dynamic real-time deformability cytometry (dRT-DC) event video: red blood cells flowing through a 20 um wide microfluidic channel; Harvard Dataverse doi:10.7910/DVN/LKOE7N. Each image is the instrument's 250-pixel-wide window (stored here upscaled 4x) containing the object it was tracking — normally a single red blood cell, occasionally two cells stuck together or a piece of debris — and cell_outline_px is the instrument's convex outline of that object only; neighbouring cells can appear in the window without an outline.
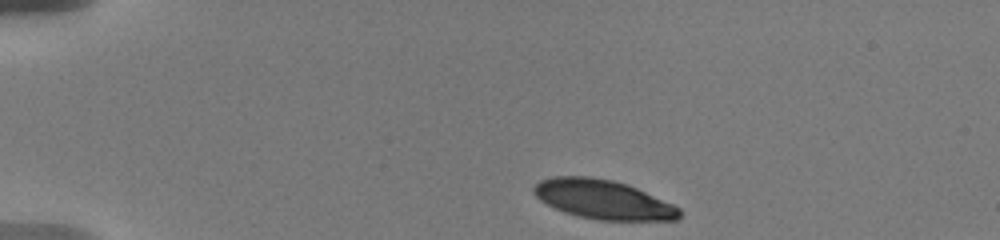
{"species": "human", "species_latin": "Homo sapiens", "temperature_condition": "warm", "stored_images_in_passage": 22, "camera_frame_rate_fps": 3000, "um_per_image_px": 0.085, "donor": {"sex": "male"}, "frame": {"image": 1, "passage_image": 1, "time_ms": 0.0, "image_size_px": [1000, 240], "cell_outline_px": [[680, 216], [676, 220], [600, 220], [580, 216], [564, 212], [540, 200], [532, 192], [532, 188], [540, 180], [552, 176], [592, 176], [612, 180], [628, 184], [672, 204], [680, 208]], "centroid_in_image_um": [51.24, 16.94], "position_along_channel_um": 33.8, "area_um2": 33.12}}
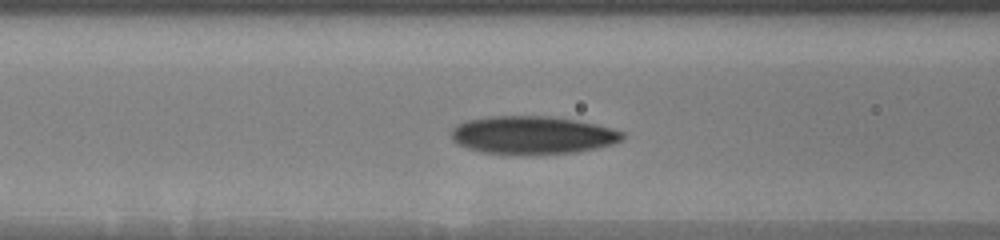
{"frame": {"image": 2, "passage_image": 13, "time_ms": 4.333, "image_size_px": [1000, 240], "cell_outline_px": [[624, 136], [620, 140], [612, 144], [576, 152], [532, 156], [484, 152], [468, 148], [452, 140], [452, 128], [456, 124], [464, 120], [488, 116], [552, 116], [576, 120], [596, 124], [624, 132]], "centroid_in_image_um": [45.24, 11.49], "position_along_channel_um": 121.4, "area_um2": 38.26}}
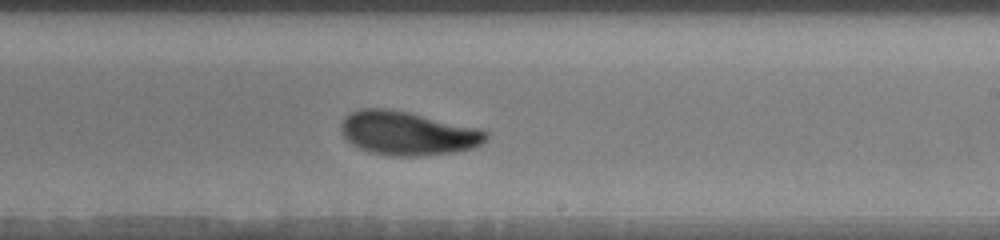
{"frame": {"image": 3, "passage_image": 22, "time_ms": 8.0, "image_size_px": [1000, 240], "cell_outline_px": [[488, 140], [472, 148], [452, 152], [420, 156], [388, 156], [368, 152], [352, 144], [340, 132], [340, 124], [344, 116], [360, 108], [388, 108], [408, 112], [480, 128], [488, 132]], "centroid_in_image_um": [34.63, 11.32], "position_along_channel_um": 254.4, "area_um2": 37.22}}